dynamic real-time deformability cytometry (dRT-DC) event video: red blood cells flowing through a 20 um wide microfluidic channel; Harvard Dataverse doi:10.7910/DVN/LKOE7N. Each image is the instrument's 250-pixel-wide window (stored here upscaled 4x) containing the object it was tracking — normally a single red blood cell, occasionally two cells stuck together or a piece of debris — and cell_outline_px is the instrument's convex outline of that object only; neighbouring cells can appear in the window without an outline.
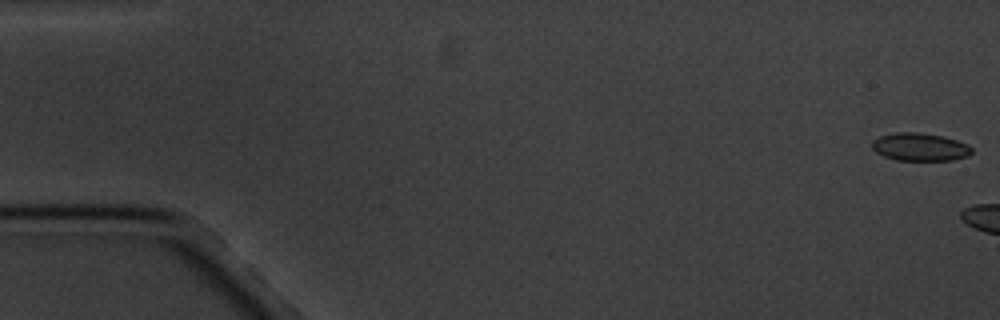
{"species": "common noctule bat (a hibernating species)", "species_latin": "Nyctalus noctula", "temperature_condition": "cold", "stored_images_in_passage": 4, "camera_frame_rate_fps": 3000, "um_per_image_px": 0.085, "animal": {"sex": "male", "body_mass_g": 20.1, "forearm_length_mm": 53.5}, "frame": {"image": 1, "passage_image": 1, "time_ms": 0.0, "image_size_px": [1000, 320], "cell_outline_px": [[972, 152], [968, 156], [952, 160], [896, 160], [884, 156], [876, 152], [872, 148], [872, 140], [880, 136], [896, 132], [916, 132], [944, 136], [968, 144], [972, 148]], "centroid_in_image_um": [78.2, 12.49], "position_along_channel_um": 6.8, "area_um2": 16.24}}